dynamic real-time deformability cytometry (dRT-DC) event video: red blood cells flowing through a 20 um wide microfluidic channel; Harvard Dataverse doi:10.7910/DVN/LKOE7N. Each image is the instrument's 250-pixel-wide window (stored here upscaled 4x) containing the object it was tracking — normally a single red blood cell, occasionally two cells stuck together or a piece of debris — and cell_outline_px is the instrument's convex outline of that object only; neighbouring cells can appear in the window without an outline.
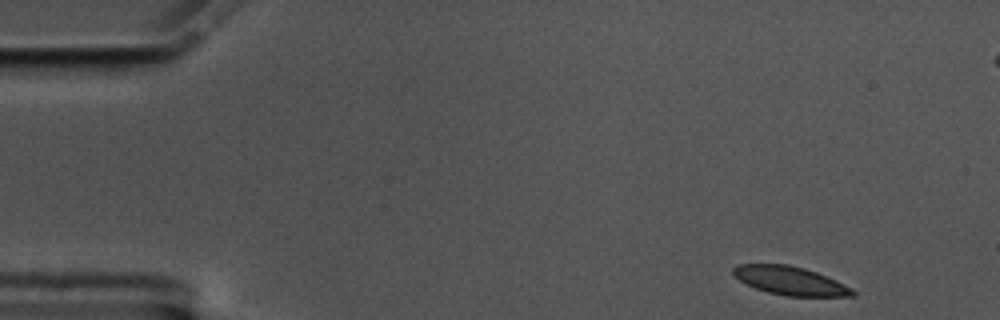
{"species": "common noctule bat (a hibernating species)", "species_latin": "Nyctalus noctula", "temperature_condition": "cold", "stored_images_in_passage": 54, "segment_of_instrument_passage": [1, 2], "camera_frame_rate_fps": 3000, "um_per_image_px": 0.085, "animal": {"sex": "male", "body_mass_g": 17.5, "forearm_length_mm": 52.3}, "frame": {"image": 1, "passage_image": 1, "time_ms": 0.0, "image_size_px": [1000, 320], "cell_outline_px": [[856, 296], [788, 296], [768, 292], [756, 288], [740, 280], [732, 272], [732, 268], [736, 264], [788, 264], [804, 268], [816, 272], [836, 280], [852, 288], [856, 292]], "centroid_in_image_um": [67.19, 23.85], "position_along_channel_um": 17.8, "area_um2": 19.71}}
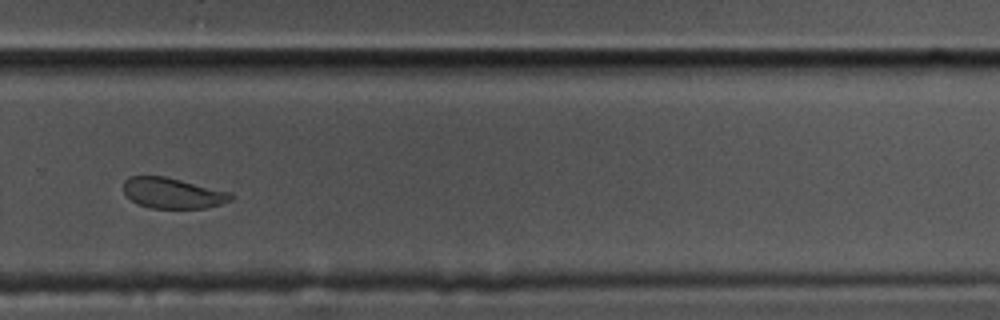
{"frame": {"image": 2, "passage_image": 35, "time_ms": 11.333, "image_size_px": [1000, 320], "cell_outline_px": [[236, 196], [232, 200], [208, 208], [152, 208], [136, 204], [124, 192], [124, 180], [128, 176], [164, 176], [232, 192]], "centroid_in_image_um": [14.71, 16.42], "position_along_channel_um": 315.1, "area_um2": 19.31}}
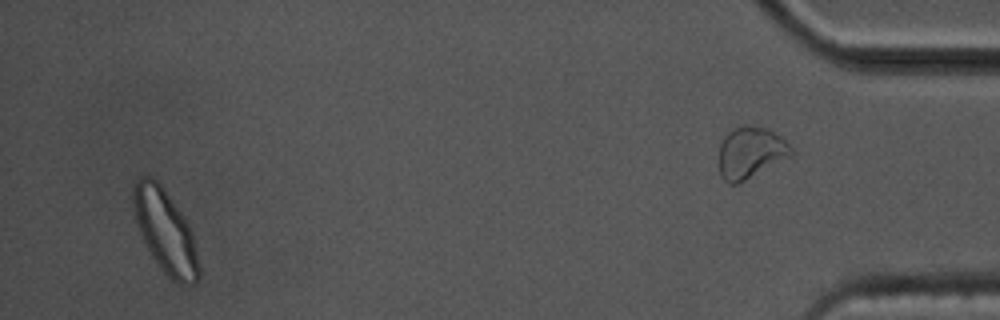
{"frame": {"image": 3, "passage_image": 51, "time_ms": 16.667, "image_size_px": [1000, 320], "cell_outline_px": [[200, 276], [196, 284], [180, 284], [172, 280], [164, 272], [152, 256], [140, 232], [136, 220], [132, 200], [132, 184], [140, 176], [152, 176], [164, 188], [184, 216], [192, 232], [200, 268]], "centroid_in_image_um": [14.05, 19.65], "position_along_channel_um": 421.1, "area_um2": 31.79}}